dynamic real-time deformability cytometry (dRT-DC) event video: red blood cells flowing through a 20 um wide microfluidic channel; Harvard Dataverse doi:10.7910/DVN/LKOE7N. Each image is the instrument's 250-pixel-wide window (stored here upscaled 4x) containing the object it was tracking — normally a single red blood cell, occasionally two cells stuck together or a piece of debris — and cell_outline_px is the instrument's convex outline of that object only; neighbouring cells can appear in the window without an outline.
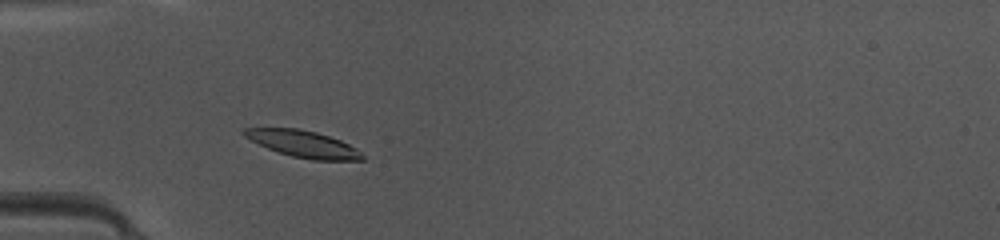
{"species": "common noctule bat (a hibernating species)", "species_latin": "Nyctalus noctula", "temperature_condition": "warm", "stored_images_in_passage": 34, "camera_frame_rate_fps": 3000, "um_per_image_px": 0.085, "animal": {"sex": "female", "body_mass_g": 10.0, "forearm_length_mm": 53.1}, "frame": {"image": 1, "passage_image": 1, "time_ms": 0.0, "image_size_px": [1000, 240], "cell_outline_px": [[364, 160], [312, 160], [292, 156], [268, 148], [244, 136], [240, 132], [244, 128], [296, 128], [316, 132], [340, 140], [356, 148], [364, 156]], "centroid_in_image_um": [25.78, 12.23], "position_along_channel_um": 59.2, "area_um2": 18.15}}
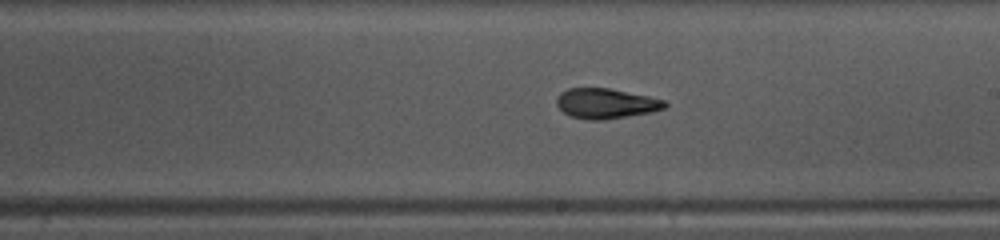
{"frame": {"image": 2, "passage_image": 14, "time_ms": 4.333, "image_size_px": [1000, 240], "cell_outline_px": [[668, 104], [664, 108], [648, 112], [600, 120], [588, 120], [572, 116], [564, 112], [556, 104], [556, 96], [560, 92], [568, 88], [608, 88], [648, 96], [664, 100]], "centroid_in_image_um": [51.45, 8.78], "position_along_channel_um": 237.6, "area_um2": 18.67}}
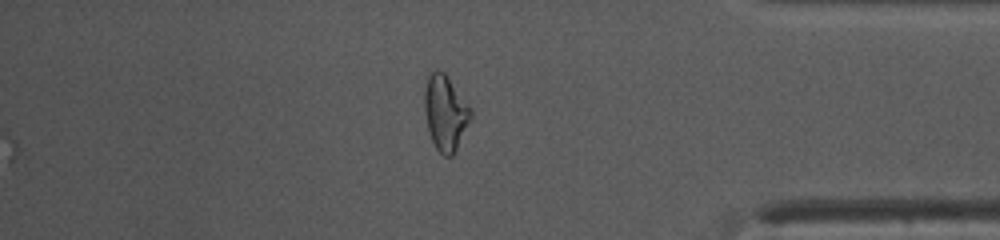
{"frame": {"image": 3, "passage_image": 27, "time_ms": 8.667, "image_size_px": [1000, 240], "cell_outline_px": [[472, 116], [452, 156], [444, 156], [436, 148], [428, 132], [424, 108], [424, 88], [428, 72], [436, 68], [440, 68], [444, 72], [472, 108]], "centroid_in_image_um": [37.83, 9.52], "position_along_channel_um": 397.4, "area_um2": 20.46}, "authors_computed_cell_mechanics": {"area_um2": 18.8139, "velocity_mm_per_s": 4.2009, "shape_relaxation_time_tau1_ms": 5.3121, "shape_relaxation_time_tau2_ms": 1.9418, "deformation_change_tau1": 0.1645, "deformation_change_tau2": 0.0941}}